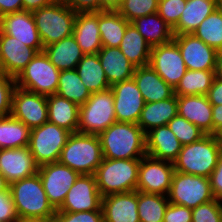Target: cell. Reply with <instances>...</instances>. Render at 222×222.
Wrapping results in <instances>:
<instances>
[{"label": "cell", "instance_id": "1", "mask_svg": "<svg viewBox=\"0 0 222 222\" xmlns=\"http://www.w3.org/2000/svg\"><path fill=\"white\" fill-rule=\"evenodd\" d=\"M98 137L105 159H134L147 154L146 133L136 123L115 122Z\"/></svg>", "mask_w": 222, "mask_h": 222}, {"label": "cell", "instance_id": "2", "mask_svg": "<svg viewBox=\"0 0 222 222\" xmlns=\"http://www.w3.org/2000/svg\"><path fill=\"white\" fill-rule=\"evenodd\" d=\"M10 191L19 219L50 220L56 210L49 203L39 174L10 183Z\"/></svg>", "mask_w": 222, "mask_h": 222}, {"label": "cell", "instance_id": "3", "mask_svg": "<svg viewBox=\"0 0 222 222\" xmlns=\"http://www.w3.org/2000/svg\"><path fill=\"white\" fill-rule=\"evenodd\" d=\"M222 153L217 135H205L200 140L182 145L174 171L210 177Z\"/></svg>", "mask_w": 222, "mask_h": 222}, {"label": "cell", "instance_id": "4", "mask_svg": "<svg viewBox=\"0 0 222 222\" xmlns=\"http://www.w3.org/2000/svg\"><path fill=\"white\" fill-rule=\"evenodd\" d=\"M140 159L103 158L94 173L101 197L135 191L138 182Z\"/></svg>", "mask_w": 222, "mask_h": 222}, {"label": "cell", "instance_id": "5", "mask_svg": "<svg viewBox=\"0 0 222 222\" xmlns=\"http://www.w3.org/2000/svg\"><path fill=\"white\" fill-rule=\"evenodd\" d=\"M103 159L98 135L71 133L63 147L59 162L79 174L94 175Z\"/></svg>", "mask_w": 222, "mask_h": 222}, {"label": "cell", "instance_id": "6", "mask_svg": "<svg viewBox=\"0 0 222 222\" xmlns=\"http://www.w3.org/2000/svg\"><path fill=\"white\" fill-rule=\"evenodd\" d=\"M76 12L58 0L32 12L43 47L73 34Z\"/></svg>", "mask_w": 222, "mask_h": 222}, {"label": "cell", "instance_id": "7", "mask_svg": "<svg viewBox=\"0 0 222 222\" xmlns=\"http://www.w3.org/2000/svg\"><path fill=\"white\" fill-rule=\"evenodd\" d=\"M116 122L112 89L91 93L79 108L77 132L99 135Z\"/></svg>", "mask_w": 222, "mask_h": 222}, {"label": "cell", "instance_id": "8", "mask_svg": "<svg viewBox=\"0 0 222 222\" xmlns=\"http://www.w3.org/2000/svg\"><path fill=\"white\" fill-rule=\"evenodd\" d=\"M60 71L50 62L44 51L39 52L15 78L18 88L42 94H56Z\"/></svg>", "mask_w": 222, "mask_h": 222}, {"label": "cell", "instance_id": "9", "mask_svg": "<svg viewBox=\"0 0 222 222\" xmlns=\"http://www.w3.org/2000/svg\"><path fill=\"white\" fill-rule=\"evenodd\" d=\"M167 198L169 203L191 209L215 199L208 177L178 171L172 175Z\"/></svg>", "mask_w": 222, "mask_h": 222}, {"label": "cell", "instance_id": "10", "mask_svg": "<svg viewBox=\"0 0 222 222\" xmlns=\"http://www.w3.org/2000/svg\"><path fill=\"white\" fill-rule=\"evenodd\" d=\"M70 134L68 130L49 121L31 129L28 147L36 164L42 166L59 161Z\"/></svg>", "mask_w": 222, "mask_h": 222}, {"label": "cell", "instance_id": "11", "mask_svg": "<svg viewBox=\"0 0 222 222\" xmlns=\"http://www.w3.org/2000/svg\"><path fill=\"white\" fill-rule=\"evenodd\" d=\"M174 165L172 162L145 155L140 159L137 191L167 196Z\"/></svg>", "mask_w": 222, "mask_h": 222}, {"label": "cell", "instance_id": "12", "mask_svg": "<svg viewBox=\"0 0 222 222\" xmlns=\"http://www.w3.org/2000/svg\"><path fill=\"white\" fill-rule=\"evenodd\" d=\"M38 174L42 180L49 203L58 210L79 173L59 161L39 166Z\"/></svg>", "mask_w": 222, "mask_h": 222}, {"label": "cell", "instance_id": "13", "mask_svg": "<svg viewBox=\"0 0 222 222\" xmlns=\"http://www.w3.org/2000/svg\"><path fill=\"white\" fill-rule=\"evenodd\" d=\"M149 65L173 89L187 71L178 45L173 40L151 48Z\"/></svg>", "mask_w": 222, "mask_h": 222}, {"label": "cell", "instance_id": "14", "mask_svg": "<svg viewBox=\"0 0 222 222\" xmlns=\"http://www.w3.org/2000/svg\"><path fill=\"white\" fill-rule=\"evenodd\" d=\"M11 115L33 129L48 122L47 96L23 90L14 89Z\"/></svg>", "mask_w": 222, "mask_h": 222}, {"label": "cell", "instance_id": "15", "mask_svg": "<svg viewBox=\"0 0 222 222\" xmlns=\"http://www.w3.org/2000/svg\"><path fill=\"white\" fill-rule=\"evenodd\" d=\"M102 197L94 175L80 174L56 212L102 211Z\"/></svg>", "mask_w": 222, "mask_h": 222}, {"label": "cell", "instance_id": "16", "mask_svg": "<svg viewBox=\"0 0 222 222\" xmlns=\"http://www.w3.org/2000/svg\"><path fill=\"white\" fill-rule=\"evenodd\" d=\"M187 70H215L218 55L215 48L208 46L193 34L174 35Z\"/></svg>", "mask_w": 222, "mask_h": 222}, {"label": "cell", "instance_id": "17", "mask_svg": "<svg viewBox=\"0 0 222 222\" xmlns=\"http://www.w3.org/2000/svg\"><path fill=\"white\" fill-rule=\"evenodd\" d=\"M111 89L116 122L137 124L145 102L134 78L115 83Z\"/></svg>", "mask_w": 222, "mask_h": 222}, {"label": "cell", "instance_id": "18", "mask_svg": "<svg viewBox=\"0 0 222 222\" xmlns=\"http://www.w3.org/2000/svg\"><path fill=\"white\" fill-rule=\"evenodd\" d=\"M0 31L18 39L38 53L44 50L32 12L22 10L0 17Z\"/></svg>", "mask_w": 222, "mask_h": 222}, {"label": "cell", "instance_id": "19", "mask_svg": "<svg viewBox=\"0 0 222 222\" xmlns=\"http://www.w3.org/2000/svg\"><path fill=\"white\" fill-rule=\"evenodd\" d=\"M38 168L28 146L0 149V173L9 183L37 174Z\"/></svg>", "mask_w": 222, "mask_h": 222}, {"label": "cell", "instance_id": "20", "mask_svg": "<svg viewBox=\"0 0 222 222\" xmlns=\"http://www.w3.org/2000/svg\"><path fill=\"white\" fill-rule=\"evenodd\" d=\"M38 52L0 31V69L16 78Z\"/></svg>", "mask_w": 222, "mask_h": 222}, {"label": "cell", "instance_id": "21", "mask_svg": "<svg viewBox=\"0 0 222 222\" xmlns=\"http://www.w3.org/2000/svg\"><path fill=\"white\" fill-rule=\"evenodd\" d=\"M104 222H140L138 191L111 194L102 198Z\"/></svg>", "mask_w": 222, "mask_h": 222}, {"label": "cell", "instance_id": "22", "mask_svg": "<svg viewBox=\"0 0 222 222\" xmlns=\"http://www.w3.org/2000/svg\"><path fill=\"white\" fill-rule=\"evenodd\" d=\"M178 115L213 135L212 105L206 95L177 96Z\"/></svg>", "mask_w": 222, "mask_h": 222}, {"label": "cell", "instance_id": "23", "mask_svg": "<svg viewBox=\"0 0 222 222\" xmlns=\"http://www.w3.org/2000/svg\"><path fill=\"white\" fill-rule=\"evenodd\" d=\"M182 144L168 125L153 128L146 133L147 155L164 161L174 162Z\"/></svg>", "mask_w": 222, "mask_h": 222}, {"label": "cell", "instance_id": "24", "mask_svg": "<svg viewBox=\"0 0 222 222\" xmlns=\"http://www.w3.org/2000/svg\"><path fill=\"white\" fill-rule=\"evenodd\" d=\"M133 78L145 103L166 100L174 95V89L150 65L136 67Z\"/></svg>", "mask_w": 222, "mask_h": 222}, {"label": "cell", "instance_id": "25", "mask_svg": "<svg viewBox=\"0 0 222 222\" xmlns=\"http://www.w3.org/2000/svg\"><path fill=\"white\" fill-rule=\"evenodd\" d=\"M72 35L85 55L97 54L102 48L98 12L77 13Z\"/></svg>", "mask_w": 222, "mask_h": 222}, {"label": "cell", "instance_id": "26", "mask_svg": "<svg viewBox=\"0 0 222 222\" xmlns=\"http://www.w3.org/2000/svg\"><path fill=\"white\" fill-rule=\"evenodd\" d=\"M97 54L110 86L133 78L136 67L119 47H102Z\"/></svg>", "mask_w": 222, "mask_h": 222}, {"label": "cell", "instance_id": "27", "mask_svg": "<svg viewBox=\"0 0 222 222\" xmlns=\"http://www.w3.org/2000/svg\"><path fill=\"white\" fill-rule=\"evenodd\" d=\"M43 51L59 71L76 69L85 55L73 35L45 46Z\"/></svg>", "mask_w": 222, "mask_h": 222}, {"label": "cell", "instance_id": "28", "mask_svg": "<svg viewBox=\"0 0 222 222\" xmlns=\"http://www.w3.org/2000/svg\"><path fill=\"white\" fill-rule=\"evenodd\" d=\"M177 114V95L174 94L166 100L145 103L137 124L147 133L153 128L167 125Z\"/></svg>", "mask_w": 222, "mask_h": 222}, {"label": "cell", "instance_id": "29", "mask_svg": "<svg viewBox=\"0 0 222 222\" xmlns=\"http://www.w3.org/2000/svg\"><path fill=\"white\" fill-rule=\"evenodd\" d=\"M48 121L76 133L80 106L57 94L47 96Z\"/></svg>", "mask_w": 222, "mask_h": 222}, {"label": "cell", "instance_id": "30", "mask_svg": "<svg viewBox=\"0 0 222 222\" xmlns=\"http://www.w3.org/2000/svg\"><path fill=\"white\" fill-rule=\"evenodd\" d=\"M217 8L215 0H186L174 35L192 34L195 29Z\"/></svg>", "mask_w": 222, "mask_h": 222}, {"label": "cell", "instance_id": "31", "mask_svg": "<svg viewBox=\"0 0 222 222\" xmlns=\"http://www.w3.org/2000/svg\"><path fill=\"white\" fill-rule=\"evenodd\" d=\"M147 43L152 47L166 44L173 40L172 28L158 15L153 13L136 18L131 22Z\"/></svg>", "mask_w": 222, "mask_h": 222}, {"label": "cell", "instance_id": "32", "mask_svg": "<svg viewBox=\"0 0 222 222\" xmlns=\"http://www.w3.org/2000/svg\"><path fill=\"white\" fill-rule=\"evenodd\" d=\"M130 23L117 10L98 12V26L102 47H120Z\"/></svg>", "mask_w": 222, "mask_h": 222}, {"label": "cell", "instance_id": "33", "mask_svg": "<svg viewBox=\"0 0 222 222\" xmlns=\"http://www.w3.org/2000/svg\"><path fill=\"white\" fill-rule=\"evenodd\" d=\"M119 48L135 67L149 65L151 46L132 23L127 26Z\"/></svg>", "mask_w": 222, "mask_h": 222}, {"label": "cell", "instance_id": "34", "mask_svg": "<svg viewBox=\"0 0 222 222\" xmlns=\"http://www.w3.org/2000/svg\"><path fill=\"white\" fill-rule=\"evenodd\" d=\"M76 71L90 93L111 88L106 79L105 71L101 66L98 54L84 55L76 66Z\"/></svg>", "mask_w": 222, "mask_h": 222}, {"label": "cell", "instance_id": "35", "mask_svg": "<svg viewBox=\"0 0 222 222\" xmlns=\"http://www.w3.org/2000/svg\"><path fill=\"white\" fill-rule=\"evenodd\" d=\"M31 129L12 115L0 116V149L29 145Z\"/></svg>", "mask_w": 222, "mask_h": 222}, {"label": "cell", "instance_id": "36", "mask_svg": "<svg viewBox=\"0 0 222 222\" xmlns=\"http://www.w3.org/2000/svg\"><path fill=\"white\" fill-rule=\"evenodd\" d=\"M215 78V70H187L174 89L177 96L207 95Z\"/></svg>", "mask_w": 222, "mask_h": 222}, {"label": "cell", "instance_id": "37", "mask_svg": "<svg viewBox=\"0 0 222 222\" xmlns=\"http://www.w3.org/2000/svg\"><path fill=\"white\" fill-rule=\"evenodd\" d=\"M56 94L79 106L83 105L91 96L90 91L82 83L76 69L60 71Z\"/></svg>", "mask_w": 222, "mask_h": 222}, {"label": "cell", "instance_id": "38", "mask_svg": "<svg viewBox=\"0 0 222 222\" xmlns=\"http://www.w3.org/2000/svg\"><path fill=\"white\" fill-rule=\"evenodd\" d=\"M168 204L167 196L138 191V216L140 222H163Z\"/></svg>", "mask_w": 222, "mask_h": 222}, {"label": "cell", "instance_id": "39", "mask_svg": "<svg viewBox=\"0 0 222 222\" xmlns=\"http://www.w3.org/2000/svg\"><path fill=\"white\" fill-rule=\"evenodd\" d=\"M192 34L222 53V8H216Z\"/></svg>", "mask_w": 222, "mask_h": 222}, {"label": "cell", "instance_id": "40", "mask_svg": "<svg viewBox=\"0 0 222 222\" xmlns=\"http://www.w3.org/2000/svg\"><path fill=\"white\" fill-rule=\"evenodd\" d=\"M159 0H122L116 9L129 23L136 18L156 13Z\"/></svg>", "mask_w": 222, "mask_h": 222}, {"label": "cell", "instance_id": "41", "mask_svg": "<svg viewBox=\"0 0 222 222\" xmlns=\"http://www.w3.org/2000/svg\"><path fill=\"white\" fill-rule=\"evenodd\" d=\"M167 125L182 145L196 142L206 135L201 129L178 114Z\"/></svg>", "mask_w": 222, "mask_h": 222}, {"label": "cell", "instance_id": "42", "mask_svg": "<svg viewBox=\"0 0 222 222\" xmlns=\"http://www.w3.org/2000/svg\"><path fill=\"white\" fill-rule=\"evenodd\" d=\"M192 222H222V202L214 199L192 208Z\"/></svg>", "mask_w": 222, "mask_h": 222}, {"label": "cell", "instance_id": "43", "mask_svg": "<svg viewBox=\"0 0 222 222\" xmlns=\"http://www.w3.org/2000/svg\"><path fill=\"white\" fill-rule=\"evenodd\" d=\"M186 0H159L158 15L173 29L181 17Z\"/></svg>", "mask_w": 222, "mask_h": 222}, {"label": "cell", "instance_id": "44", "mask_svg": "<svg viewBox=\"0 0 222 222\" xmlns=\"http://www.w3.org/2000/svg\"><path fill=\"white\" fill-rule=\"evenodd\" d=\"M16 88L15 78L0 69V116L11 115L12 97Z\"/></svg>", "mask_w": 222, "mask_h": 222}, {"label": "cell", "instance_id": "45", "mask_svg": "<svg viewBox=\"0 0 222 222\" xmlns=\"http://www.w3.org/2000/svg\"><path fill=\"white\" fill-rule=\"evenodd\" d=\"M57 222H104L102 211L56 212Z\"/></svg>", "mask_w": 222, "mask_h": 222}, {"label": "cell", "instance_id": "46", "mask_svg": "<svg viewBox=\"0 0 222 222\" xmlns=\"http://www.w3.org/2000/svg\"><path fill=\"white\" fill-rule=\"evenodd\" d=\"M18 220L10 189L0 192V222H17Z\"/></svg>", "mask_w": 222, "mask_h": 222}, {"label": "cell", "instance_id": "47", "mask_svg": "<svg viewBox=\"0 0 222 222\" xmlns=\"http://www.w3.org/2000/svg\"><path fill=\"white\" fill-rule=\"evenodd\" d=\"M163 222H192V209L169 203Z\"/></svg>", "mask_w": 222, "mask_h": 222}, {"label": "cell", "instance_id": "48", "mask_svg": "<svg viewBox=\"0 0 222 222\" xmlns=\"http://www.w3.org/2000/svg\"><path fill=\"white\" fill-rule=\"evenodd\" d=\"M211 191L215 199L222 202V153L210 177Z\"/></svg>", "mask_w": 222, "mask_h": 222}, {"label": "cell", "instance_id": "49", "mask_svg": "<svg viewBox=\"0 0 222 222\" xmlns=\"http://www.w3.org/2000/svg\"><path fill=\"white\" fill-rule=\"evenodd\" d=\"M71 7L76 13L99 12L100 0H61Z\"/></svg>", "mask_w": 222, "mask_h": 222}, {"label": "cell", "instance_id": "50", "mask_svg": "<svg viewBox=\"0 0 222 222\" xmlns=\"http://www.w3.org/2000/svg\"><path fill=\"white\" fill-rule=\"evenodd\" d=\"M206 96L211 105H222V80L214 78Z\"/></svg>", "mask_w": 222, "mask_h": 222}, {"label": "cell", "instance_id": "51", "mask_svg": "<svg viewBox=\"0 0 222 222\" xmlns=\"http://www.w3.org/2000/svg\"><path fill=\"white\" fill-rule=\"evenodd\" d=\"M22 10L23 0H0V17Z\"/></svg>", "mask_w": 222, "mask_h": 222}, {"label": "cell", "instance_id": "52", "mask_svg": "<svg viewBox=\"0 0 222 222\" xmlns=\"http://www.w3.org/2000/svg\"><path fill=\"white\" fill-rule=\"evenodd\" d=\"M58 0H23V10L33 12L45 6L51 5Z\"/></svg>", "mask_w": 222, "mask_h": 222}, {"label": "cell", "instance_id": "53", "mask_svg": "<svg viewBox=\"0 0 222 222\" xmlns=\"http://www.w3.org/2000/svg\"><path fill=\"white\" fill-rule=\"evenodd\" d=\"M213 135L222 130V105H212Z\"/></svg>", "mask_w": 222, "mask_h": 222}, {"label": "cell", "instance_id": "54", "mask_svg": "<svg viewBox=\"0 0 222 222\" xmlns=\"http://www.w3.org/2000/svg\"><path fill=\"white\" fill-rule=\"evenodd\" d=\"M122 0H100V11L116 10Z\"/></svg>", "mask_w": 222, "mask_h": 222}, {"label": "cell", "instance_id": "55", "mask_svg": "<svg viewBox=\"0 0 222 222\" xmlns=\"http://www.w3.org/2000/svg\"><path fill=\"white\" fill-rule=\"evenodd\" d=\"M215 78L222 80V53H220L217 58L215 67Z\"/></svg>", "mask_w": 222, "mask_h": 222}, {"label": "cell", "instance_id": "56", "mask_svg": "<svg viewBox=\"0 0 222 222\" xmlns=\"http://www.w3.org/2000/svg\"><path fill=\"white\" fill-rule=\"evenodd\" d=\"M10 188V183L6 178L0 173V192L8 191Z\"/></svg>", "mask_w": 222, "mask_h": 222}, {"label": "cell", "instance_id": "57", "mask_svg": "<svg viewBox=\"0 0 222 222\" xmlns=\"http://www.w3.org/2000/svg\"><path fill=\"white\" fill-rule=\"evenodd\" d=\"M17 222H44L41 219H19Z\"/></svg>", "mask_w": 222, "mask_h": 222}, {"label": "cell", "instance_id": "58", "mask_svg": "<svg viewBox=\"0 0 222 222\" xmlns=\"http://www.w3.org/2000/svg\"><path fill=\"white\" fill-rule=\"evenodd\" d=\"M217 137H218L219 143H220L221 146H222V130L217 133Z\"/></svg>", "mask_w": 222, "mask_h": 222}, {"label": "cell", "instance_id": "59", "mask_svg": "<svg viewBox=\"0 0 222 222\" xmlns=\"http://www.w3.org/2000/svg\"><path fill=\"white\" fill-rule=\"evenodd\" d=\"M217 8H222V0H215Z\"/></svg>", "mask_w": 222, "mask_h": 222}, {"label": "cell", "instance_id": "60", "mask_svg": "<svg viewBox=\"0 0 222 222\" xmlns=\"http://www.w3.org/2000/svg\"><path fill=\"white\" fill-rule=\"evenodd\" d=\"M44 222H57V220L55 218L50 219V220H44Z\"/></svg>", "mask_w": 222, "mask_h": 222}]
</instances>
